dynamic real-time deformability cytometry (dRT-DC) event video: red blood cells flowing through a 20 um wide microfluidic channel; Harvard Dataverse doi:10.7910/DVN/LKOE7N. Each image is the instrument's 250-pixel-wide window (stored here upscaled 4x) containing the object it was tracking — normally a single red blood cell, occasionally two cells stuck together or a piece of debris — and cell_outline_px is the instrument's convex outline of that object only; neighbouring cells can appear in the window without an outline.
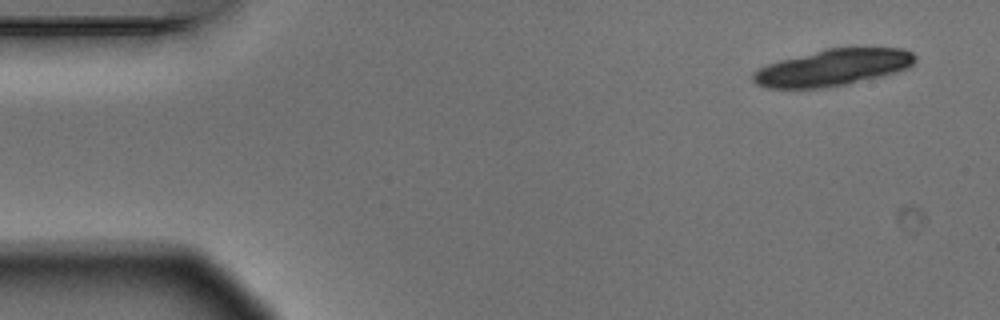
{"species": "Egyptian fruit bat (a non-hibernating species)", "species_latin": "Rousettus aegyptiacus", "temperature_condition": "warm", "stored_images_in_passage": 10, "camera_frame_rate_fps": 3000, "um_per_image_px": 0.085, "animal": {"sex": "male"}, "frame": {"image": 1, "passage_image": 1, "time_ms": 0.0, "image_size_px": [1000, 320], "cell_outline_px": [[916, 60], [908, 68], [884, 76], [848, 84], [824, 88], [768, 88], [756, 84], [752, 80], [752, 72], [768, 64], [780, 60], [824, 48], [904, 48], [912, 52], [916, 56]], "centroid_in_image_um": [70.81, 5.74], "position_along_channel_um": 14.2, "area_um2": 34.74}}
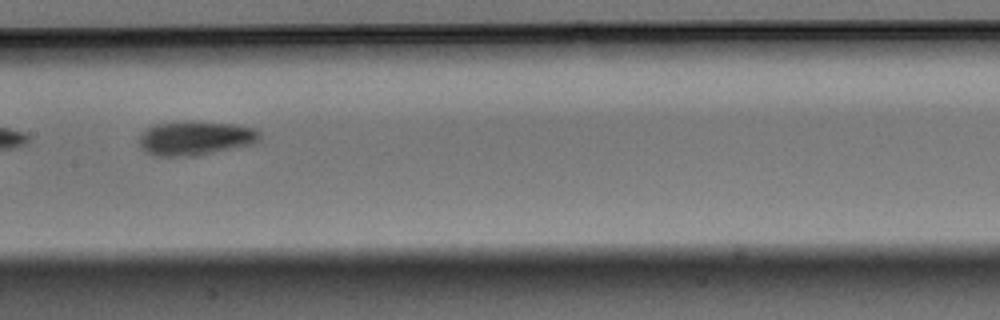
{"frame": {"image": 2, "passage_image": 7, "time_ms": 2.0, "image_size_px": [1000, 320], "cell_outline_px": [[260, 140], [252, 144], [196, 156], [152, 156], [144, 152], [140, 148], [140, 136], [152, 124], [184, 120], [196, 120], [236, 124], [252, 128], [260, 132]], "centroid_in_image_um": [16.58, 11.72], "position_along_channel_um": 190.8, "area_um2": 24.51}}
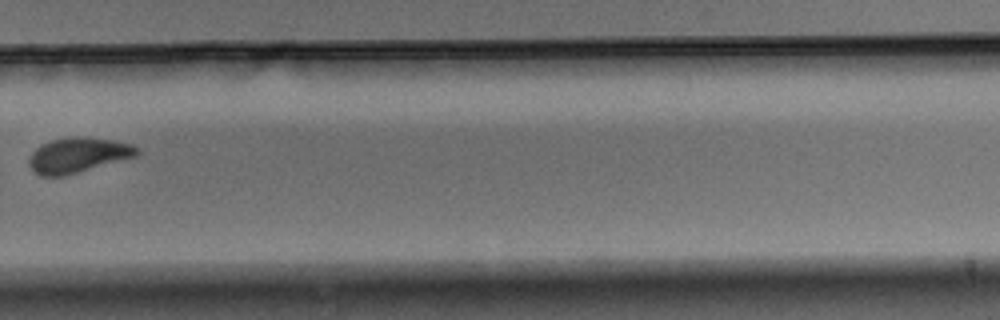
{"frame": {"image": 3, "passage_image": 10, "time_ms": 3.0, "image_size_px": [1000, 320], "cell_outline_px": [[140, 152], [136, 156], [64, 176], [40, 176], [28, 164], [28, 160], [32, 152], [40, 144], [52, 140], [76, 136], [112, 140], [132, 144], [140, 148]], "centroid_in_image_um": [6.63, 13.18], "position_along_channel_um": 323.2, "area_um2": 21.91}}